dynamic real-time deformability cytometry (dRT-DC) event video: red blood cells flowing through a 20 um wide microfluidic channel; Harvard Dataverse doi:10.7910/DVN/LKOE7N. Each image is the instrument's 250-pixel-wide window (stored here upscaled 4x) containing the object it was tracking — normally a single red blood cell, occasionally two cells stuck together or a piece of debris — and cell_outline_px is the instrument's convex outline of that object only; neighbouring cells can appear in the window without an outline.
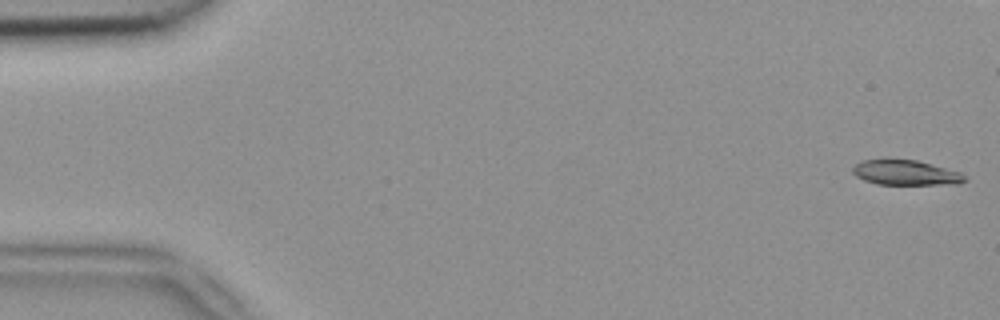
{"species": "common noctule bat (a hibernating species)", "species_latin": "Nyctalus noctula", "temperature_condition": "room temperature", "stored_images_in_passage": 5, "camera_frame_rate_fps": 3000, "um_per_image_px": 0.085, "animal": {"sex": "female", "body_mass_g": 18.4}, "frame": {"image": 1, "passage_image": 1, "time_ms": 0.0, "image_size_px": [1000, 320], "cell_outline_px": [[968, 180], [960, 184], [876, 184], [864, 180], [856, 176], [852, 172], [852, 168], [860, 160], [884, 156], [888, 156], [916, 160], [960, 172]], "centroid_in_image_um": [76.9, 14.63], "position_along_channel_um": 8.1, "area_um2": 16.99}}